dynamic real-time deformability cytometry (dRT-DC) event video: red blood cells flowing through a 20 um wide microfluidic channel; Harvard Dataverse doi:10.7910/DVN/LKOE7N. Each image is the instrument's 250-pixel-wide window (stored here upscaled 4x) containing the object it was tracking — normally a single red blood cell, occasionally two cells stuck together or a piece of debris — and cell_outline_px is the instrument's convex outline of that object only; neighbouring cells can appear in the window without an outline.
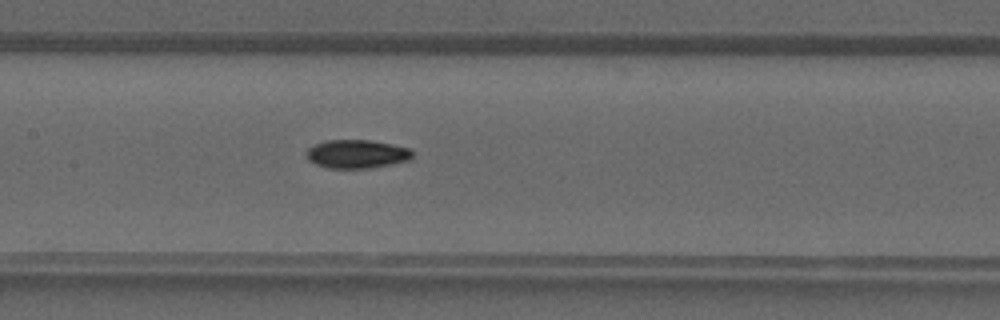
{"species": "common noctule bat (a hibernating species)", "species_latin": "Nyctalus noctula", "temperature_condition": "warm", "stored_images_in_passage": 33, "camera_frame_rate_fps": 3000, "um_per_image_px": 0.085, "animal": {"sex": "male", "forearm_length_mm": 52.5}, "frame": {"image": 1, "passage_image": 12, "time_ms": 3.667, "image_size_px": [1000, 320], "cell_outline_px": [[412, 156], [408, 160], [392, 164], [368, 168], [328, 168], [316, 164], [308, 160], [304, 156], [304, 152], [308, 148], [324, 140], [368, 140], [392, 144], [408, 148], [412, 152]], "centroid_in_image_um": [30.27, 13.09], "position_along_channel_um": 177.1, "area_um2": 17.63}}
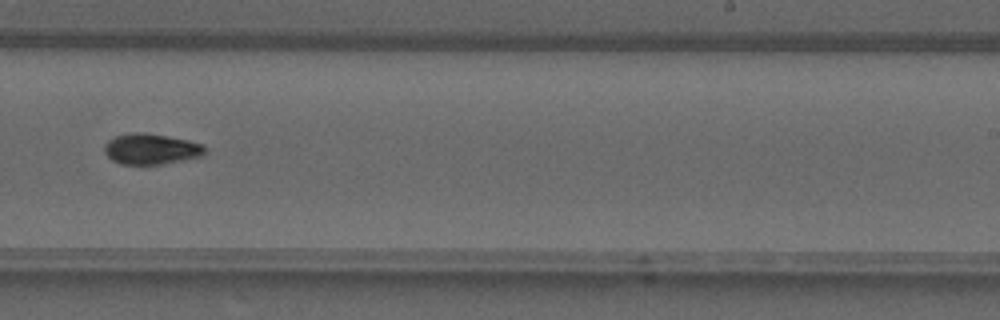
{"frame": {"image": 2, "passage_image": 18, "time_ms": 5.667, "image_size_px": [1000, 320], "cell_outline_px": [[204, 156], [164, 164], [120, 164], [112, 160], [104, 152], [104, 144], [108, 140], [116, 136], [132, 132], [140, 132], [188, 140], [204, 144]], "centroid_in_image_um": [12.83, 12.67], "position_along_channel_um": 276.2, "area_um2": 17.98}}
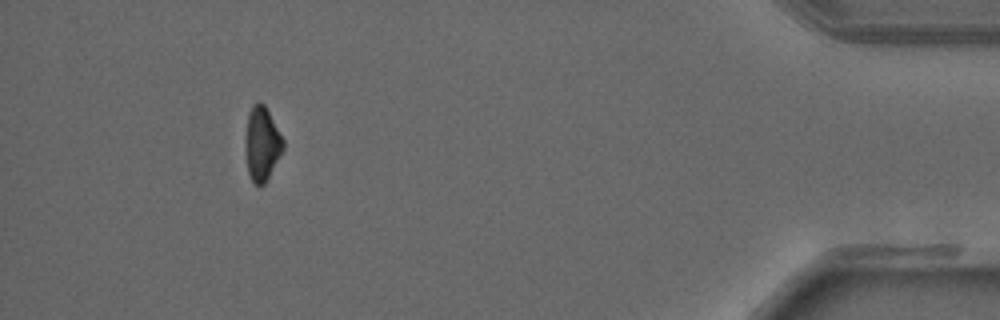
{"frame": {"image": 3, "passage_image": 30, "time_ms": 9.667, "image_size_px": [1000, 320], "cell_outline_px": [[284, 148], [280, 156], [264, 184], [256, 184], [252, 180], [248, 172], [244, 148], [244, 136], [248, 112], [252, 104], [264, 104], [284, 140]], "centroid_in_image_um": [22.23, 12.2], "position_along_channel_um": 413.0, "area_um2": 16.3}}